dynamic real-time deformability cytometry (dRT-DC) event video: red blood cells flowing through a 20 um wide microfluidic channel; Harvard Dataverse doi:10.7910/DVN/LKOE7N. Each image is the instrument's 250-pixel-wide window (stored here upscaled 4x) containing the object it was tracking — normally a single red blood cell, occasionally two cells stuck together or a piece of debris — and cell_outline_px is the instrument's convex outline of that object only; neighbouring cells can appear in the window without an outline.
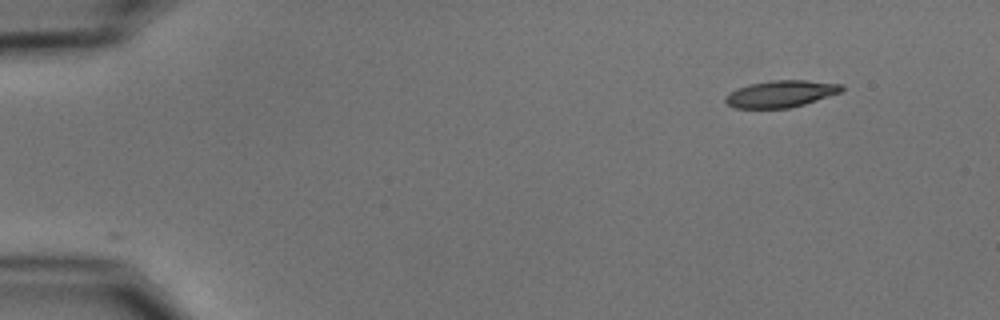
{"species": "common noctule bat (a hibernating species)", "species_latin": "Nyctalus noctula", "temperature_condition": "cold", "stored_images_in_passage": 50, "camera_frame_rate_fps": 3000, "um_per_image_px": 0.085, "animal": {"sex": "male", "body_mass_g": 15.6}, "frame": {"image": 1, "passage_image": 1, "time_ms": 0.0, "image_size_px": [1000, 320], "cell_outline_px": [[844, 88], [840, 92], [804, 104], [788, 108], [736, 108], [728, 104], [724, 100], [724, 96], [736, 88], [748, 84], [772, 80], [804, 80], [840, 84]], "centroid_in_image_um": [66.31, 7.97], "position_along_channel_um": 18.7, "area_um2": 18.03}}
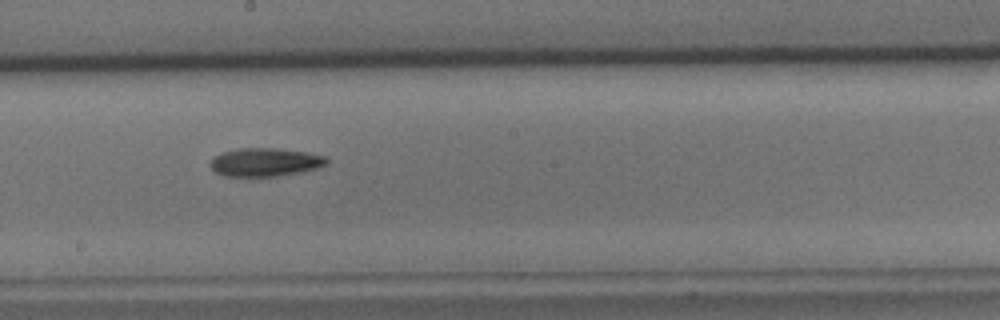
{"frame": {"image": 2, "passage_image": 26, "time_ms": 8.333, "image_size_px": [1000, 320], "cell_outline_px": [[328, 164], [316, 168], [300, 172], [276, 176], [224, 176], [216, 172], [208, 164], [220, 152], [240, 148], [276, 148], [304, 152], [324, 156], [328, 160]], "centroid_in_image_um": [22.51, 13.78], "position_along_channel_um": 225.7, "area_um2": 19.07}}
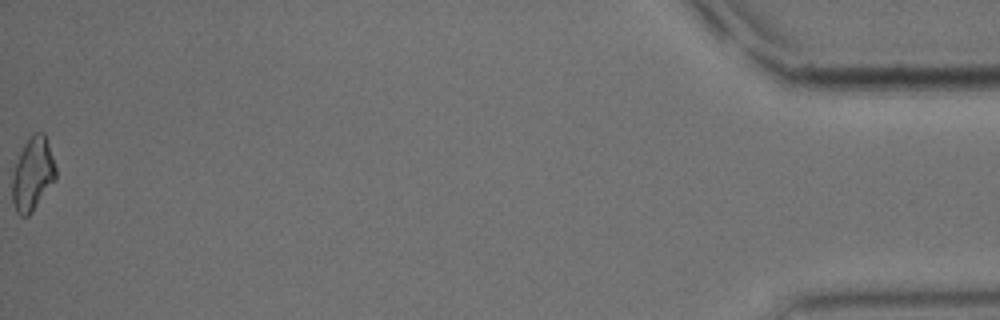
{"frame": {"image": 3, "passage_image": 50, "time_ms": 16.333, "image_size_px": [1000, 320], "cell_outline_px": [[56, 180], [32, 212], [28, 216], [20, 216], [16, 212], [12, 200], [12, 176], [20, 152], [24, 144], [32, 132], [44, 132], [56, 168]], "centroid_in_image_um": [2.78, 14.81], "position_along_channel_um": 432.4, "area_um2": 18.61}, "authors_computed_cell_mechanics": {"area_um2": 18.5538, "velocity_mm_per_s": 3.7192, "shape_relaxation_time_tau1_ms": 10.7497, "shape_relaxation_time_tau2_ms": null, "deformation_change_tau1": 0.2173, "deformation_change_tau2": null}}